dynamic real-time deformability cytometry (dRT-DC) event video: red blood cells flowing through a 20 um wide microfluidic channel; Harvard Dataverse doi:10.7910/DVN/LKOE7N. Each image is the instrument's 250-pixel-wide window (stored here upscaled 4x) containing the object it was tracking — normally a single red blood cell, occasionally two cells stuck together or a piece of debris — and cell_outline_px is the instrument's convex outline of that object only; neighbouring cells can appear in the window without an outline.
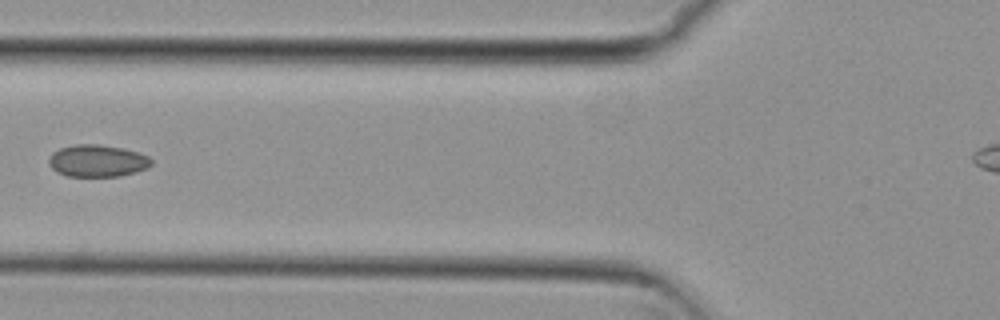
{"species": "common noctule bat (a hibernating species)", "species_latin": "Nyctalus noctula", "temperature_condition": "cold", "stored_images_in_passage": 3, "camera_frame_rate_fps": 3000, "um_per_image_px": 0.085, "animal": {"sex": "female", "body_mass_g": 29.2, "forearm_length_mm": 56.3}, "frame": {"image": 1, "passage_image": 3, "time_ms": 0.667, "image_size_px": [1000, 320], "cell_outline_px": [[152, 164], [148, 168], [136, 172], [120, 176], [68, 176], [56, 172], [48, 164], [48, 160], [52, 152], [60, 148], [76, 144], [96, 144], [124, 148], [148, 156], [152, 160]], "centroid_in_image_um": [8.27, 13.67], "position_along_channel_um": 117.5, "area_um2": 19.25}}